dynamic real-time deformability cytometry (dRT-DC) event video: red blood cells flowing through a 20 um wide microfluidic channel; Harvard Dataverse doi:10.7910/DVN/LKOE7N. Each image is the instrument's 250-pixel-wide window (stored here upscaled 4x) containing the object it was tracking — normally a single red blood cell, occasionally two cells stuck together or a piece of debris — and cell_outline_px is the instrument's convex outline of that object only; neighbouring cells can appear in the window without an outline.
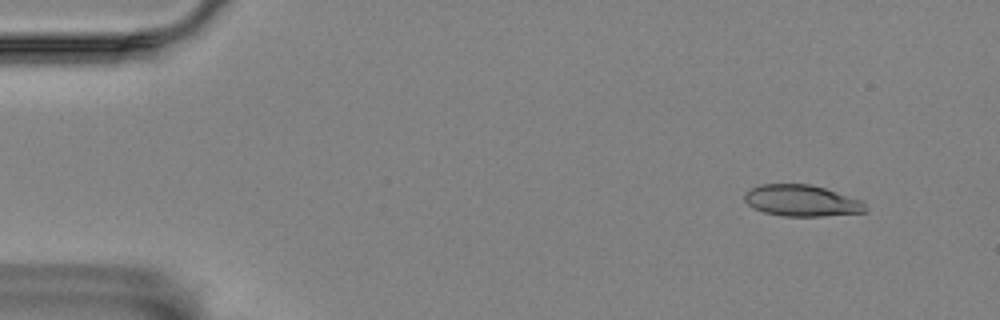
{"species": "Egyptian fruit bat (a non-hibernating species)", "species_latin": "Rousettus aegyptiacus", "temperature_condition": "room temperature", "stored_images_in_passage": 54, "camera_frame_rate_fps": 3000, "um_per_image_px": 0.085, "animal": {"sex": "female"}, "frame": {"image": 1, "passage_image": 4, "time_ms": 1.0, "image_size_px": [1000, 320], "cell_outline_px": [[868, 208], [864, 212], [824, 216], [784, 216], [764, 212], [752, 208], [744, 200], [744, 192], [748, 188], [760, 184], [812, 184], [860, 200]], "centroid_in_image_um": [68.08, 17.05], "position_along_channel_um": 16.9, "area_um2": 22.14}}
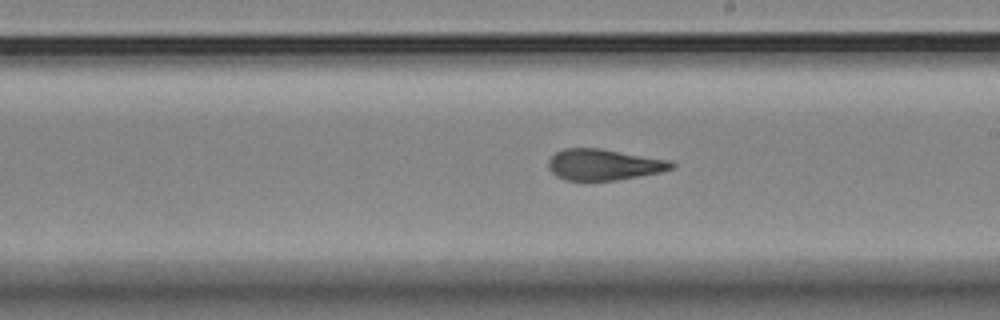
{"frame": {"image": 2, "passage_image": 31, "time_ms": 10.0, "image_size_px": [1000, 320], "cell_outline_px": [[676, 168], [660, 172], [616, 180], [564, 180], [556, 176], [548, 168], [548, 160], [556, 152], [564, 148], [600, 148], [672, 160], [676, 164]], "centroid_in_image_um": [51.35, 13.98], "position_along_channel_um": 237.6, "area_um2": 22.48}}
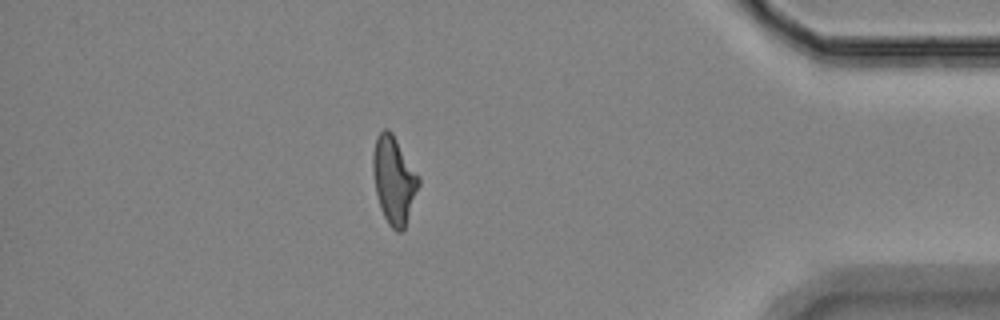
{"frame": {"image": 3, "passage_image": 48, "time_ms": 15.667, "image_size_px": [1000, 320], "cell_outline_px": [[420, 184], [404, 228], [400, 232], [396, 232], [388, 224], [380, 208], [376, 192], [372, 172], [372, 152], [376, 136], [384, 128], [388, 128], [392, 132], [420, 176]], "centroid_in_image_um": [33.47, 15.26], "position_along_channel_um": 401.7, "area_um2": 23.47}, "authors_computed_cell_mechanics": {"area_um2": 22.7732, "velocity_mm_per_s": 3.5492, "shape_relaxation_time_tau1_ms": 10.6012, "shape_relaxation_time_tau2_ms": 1.721, "deformation_change_tau1": 0.2529, "deformation_change_tau2": 0.0947}}